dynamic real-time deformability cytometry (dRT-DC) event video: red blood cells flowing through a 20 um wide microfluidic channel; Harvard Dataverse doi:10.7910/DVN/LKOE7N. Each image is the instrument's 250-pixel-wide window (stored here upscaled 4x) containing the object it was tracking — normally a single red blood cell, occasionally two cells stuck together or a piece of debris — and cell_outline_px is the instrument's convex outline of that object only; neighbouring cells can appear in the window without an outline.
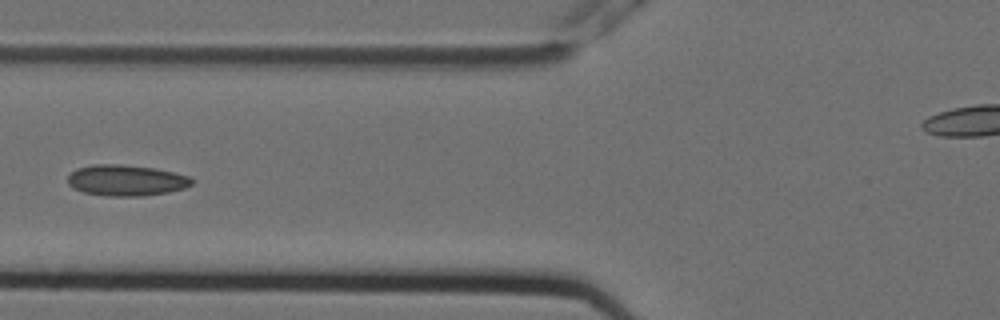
{"species": "Egyptian fruit bat (a non-hibernating species)", "species_latin": "Rousettus aegyptiacus", "temperature_condition": "cold", "stored_images_in_passage": 8, "camera_frame_rate_fps": 3000, "um_per_image_px": 0.085, "animal": {"sex": "female"}, "frame": {"image": 1, "passage_image": 7, "time_ms": 2.0, "image_size_px": [1000, 320], "cell_outline_px": [[196, 180], [192, 184], [184, 188], [168, 192], [144, 196], [108, 196], [84, 192], [72, 188], [68, 184], [68, 176], [76, 168], [92, 164], [120, 164], [156, 168], [188, 176]], "centroid_in_image_um": [10.72, 15.32], "position_along_channel_um": 115.1, "area_um2": 22.54}}
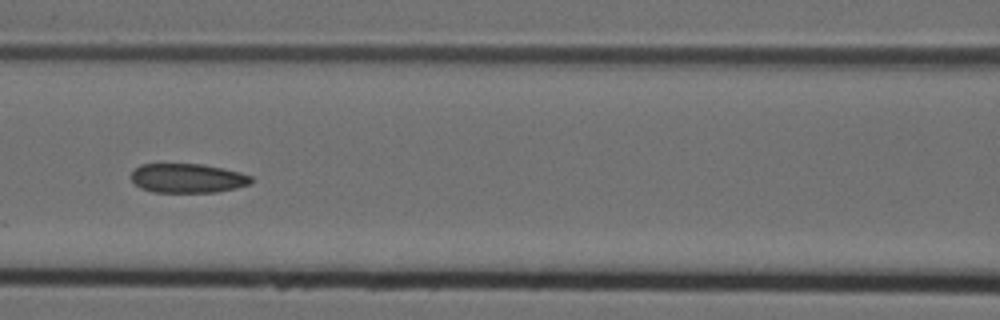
{"frame": {"image": 2, "passage_image": 8, "time_ms": 2.333, "image_size_px": [1000, 320], "cell_outline_px": [[252, 184], [236, 188], [216, 192], [152, 192], [140, 188], [132, 180], [132, 172], [140, 164], [204, 164], [240, 172], [252, 176]], "centroid_in_image_um": [15.97, 15.15], "position_along_channel_um": 150.6, "area_um2": 20.52}}